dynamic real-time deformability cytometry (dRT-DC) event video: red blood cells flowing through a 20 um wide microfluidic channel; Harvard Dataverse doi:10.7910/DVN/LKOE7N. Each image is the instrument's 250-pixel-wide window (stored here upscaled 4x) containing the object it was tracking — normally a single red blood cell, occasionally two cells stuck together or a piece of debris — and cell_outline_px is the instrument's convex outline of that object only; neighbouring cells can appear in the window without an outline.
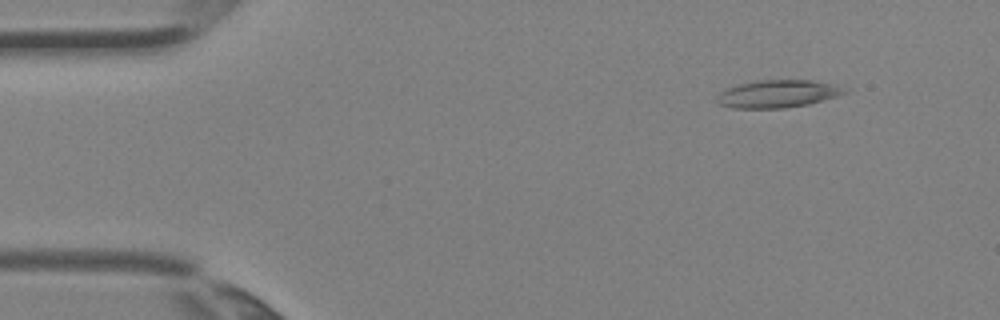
{"species": "Egyptian fruit bat (a non-hibernating species)", "species_latin": "Rousettus aegyptiacus", "temperature_condition": "room temperature", "stored_images_in_passage": 4, "camera_frame_rate_fps": 3000, "um_per_image_px": 0.085, "animal": {"sex": "female"}, "frame": {"image": 1, "passage_image": 2, "time_ms": 0.333, "image_size_px": [1000, 320], "cell_outline_px": [[852, 88], [848, 92], [836, 96], [808, 104], [784, 108], [732, 108], [720, 104], [716, 100], [716, 96], [720, 92], [728, 88], [740, 84], [760, 80], [812, 80]], "centroid_in_image_um": [66.15, 7.97], "position_along_channel_um": 18.9, "area_um2": 20.52}}